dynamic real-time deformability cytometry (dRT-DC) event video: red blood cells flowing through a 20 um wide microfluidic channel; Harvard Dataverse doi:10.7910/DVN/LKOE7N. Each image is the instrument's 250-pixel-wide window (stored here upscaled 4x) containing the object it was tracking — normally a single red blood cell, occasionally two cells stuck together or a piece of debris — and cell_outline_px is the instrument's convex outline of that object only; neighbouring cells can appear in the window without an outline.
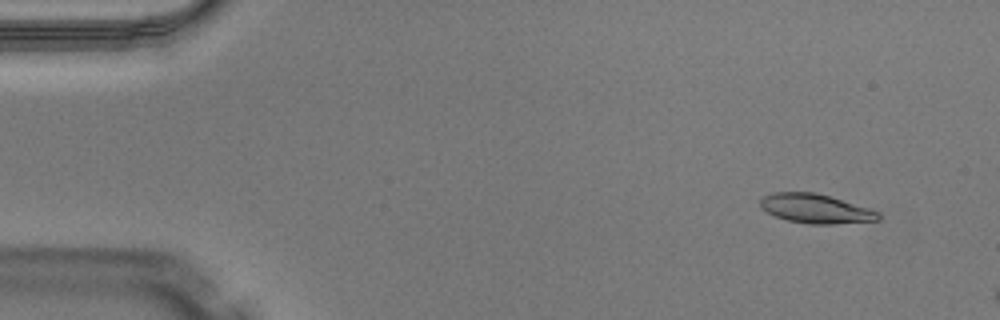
{"species": "Egyptian fruit bat (a non-hibernating species)", "species_latin": "Rousettus aegyptiacus", "temperature_condition": "warm", "stored_images_in_passage": 10, "camera_frame_rate_fps": 3000, "um_per_image_px": 0.085, "animal": {"sex": "male"}, "frame": {"image": 1, "passage_image": 4, "time_ms": 1.0, "image_size_px": [1000, 320], "cell_outline_px": [[880, 220], [836, 224], [808, 224], [788, 220], [776, 216], [760, 208], [760, 200], [764, 196], [772, 192], [816, 192], [868, 208], [880, 212]], "centroid_in_image_um": [69.32, 17.74], "position_along_channel_um": 15.7, "area_um2": 20.06}}